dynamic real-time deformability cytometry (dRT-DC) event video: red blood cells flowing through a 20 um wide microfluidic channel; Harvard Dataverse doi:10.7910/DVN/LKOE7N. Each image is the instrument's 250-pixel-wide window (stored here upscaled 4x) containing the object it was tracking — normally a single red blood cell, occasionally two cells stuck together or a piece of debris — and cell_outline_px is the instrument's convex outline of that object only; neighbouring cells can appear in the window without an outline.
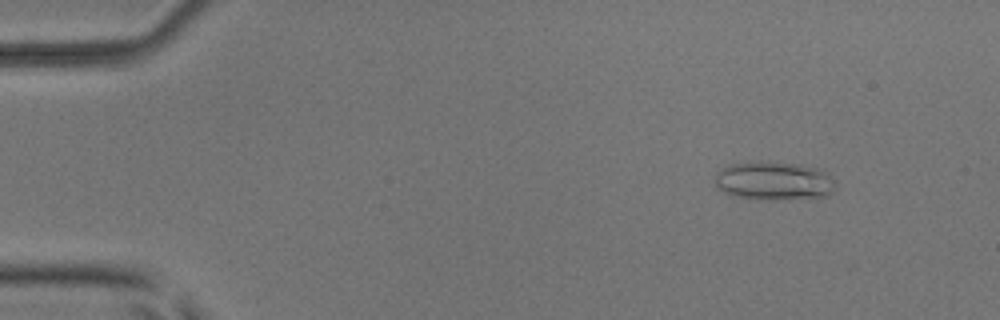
{"species": "common noctule bat (a hibernating species)", "species_latin": "Nyctalus noctula", "temperature_condition": "room temperature", "stored_images_in_passage": 5, "camera_frame_rate_fps": 3000, "um_per_image_px": 0.085, "animal": {"sex": "male", "body_mass_g": 17.9, "forearm_length_mm": 54.2}, "frame": {"image": 1, "passage_image": 2, "time_ms": 0.333, "image_size_px": [1000, 320], "cell_outline_px": [[832, 192], [828, 196], [772, 200], [732, 196], [716, 188], [716, 172], [720, 168], [728, 164], [760, 160], [800, 164], [816, 168], [832, 176]], "centroid_in_image_um": [65.71, 15.35], "position_along_channel_um": 19.3, "area_um2": 27.28}}